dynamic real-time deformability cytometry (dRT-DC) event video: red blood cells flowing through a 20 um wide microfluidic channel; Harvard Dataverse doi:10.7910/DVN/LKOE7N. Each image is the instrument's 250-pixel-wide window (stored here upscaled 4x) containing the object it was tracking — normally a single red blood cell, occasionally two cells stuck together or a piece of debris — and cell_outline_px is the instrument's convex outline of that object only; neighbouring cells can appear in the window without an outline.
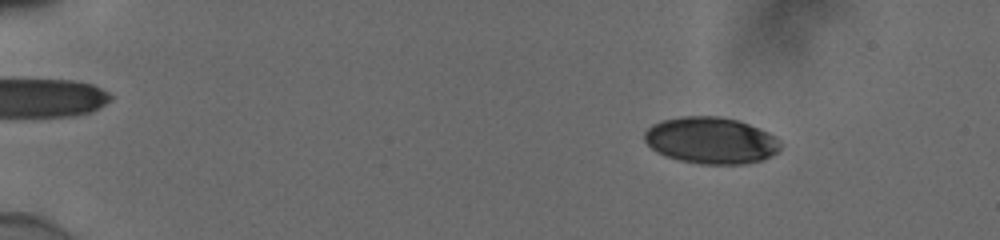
{"species": "human", "species_latin": "Homo sapiens", "temperature_condition": "cold", "stored_images_in_passage": 56, "camera_frame_rate_fps": 3000, "um_per_image_px": 0.085, "donor": {"sex": "male"}, "frame": {"image": 1, "passage_image": 9, "time_ms": 2.667, "image_size_px": [1000, 240], "cell_outline_px": [[780, 148], [772, 156], [764, 160], [744, 164], [700, 164], [680, 160], [656, 152], [644, 140], [644, 132], [652, 124], [660, 120], [680, 116], [720, 116], [736, 120], [748, 124], [768, 132], [776, 136], [780, 140]], "centroid_in_image_um": [60.43, 11.93], "position_along_channel_um": 24.6, "area_um2": 37.11}}
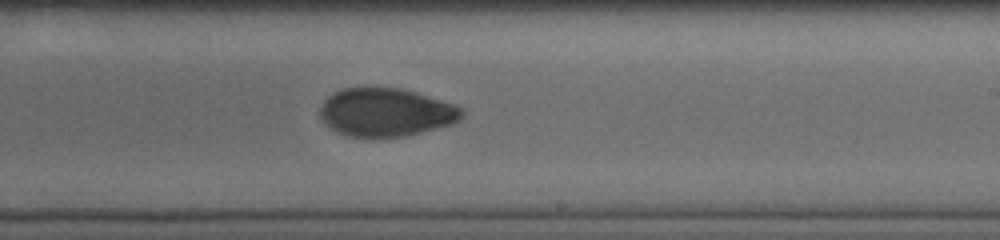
{"frame": {"image": 2, "passage_image": 36, "time_ms": 11.667, "image_size_px": [1000, 240], "cell_outline_px": [[464, 116], [460, 120], [452, 124], [404, 136], [372, 140], [344, 136], [336, 132], [324, 124], [320, 116], [320, 108], [324, 100], [332, 92], [340, 88], [372, 84], [400, 88], [456, 104], [464, 112]], "centroid_in_image_um": [32.73, 9.54], "position_along_channel_um": 256.3, "area_um2": 41.56}}
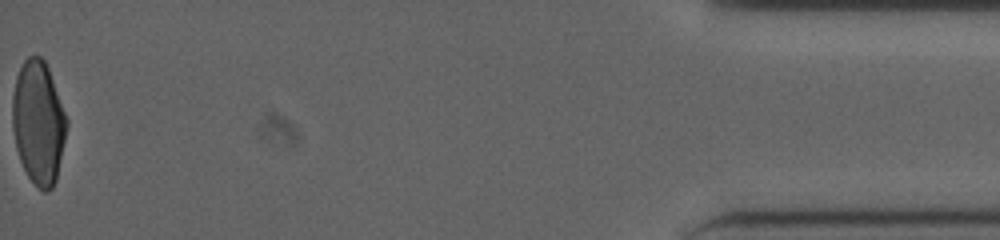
{"frame": {"image": 3, "passage_image": 56, "time_ms": 18.333, "image_size_px": [1000, 240], "cell_outline_px": [[68, 124], [56, 180], [52, 188], [48, 192], [44, 192], [28, 176], [20, 160], [16, 148], [12, 128], [12, 96], [16, 76], [24, 60], [28, 56], [40, 56], [44, 60], [48, 68], [68, 120]], "centroid_in_image_um": [3.26, 10.4], "position_along_channel_um": 431.9, "area_um2": 38.9}, "authors_computed_cell_mechanics": {"area_um2": 39.2173, "velocity_mm_per_s": 3.876, "shape_relaxation_time_tau1_ms": 6.7574, "shape_relaxation_time_tau2_ms": 2.3848, "deformation_change_tau1": 0.1967, "deformation_change_tau2": 0.0609}}